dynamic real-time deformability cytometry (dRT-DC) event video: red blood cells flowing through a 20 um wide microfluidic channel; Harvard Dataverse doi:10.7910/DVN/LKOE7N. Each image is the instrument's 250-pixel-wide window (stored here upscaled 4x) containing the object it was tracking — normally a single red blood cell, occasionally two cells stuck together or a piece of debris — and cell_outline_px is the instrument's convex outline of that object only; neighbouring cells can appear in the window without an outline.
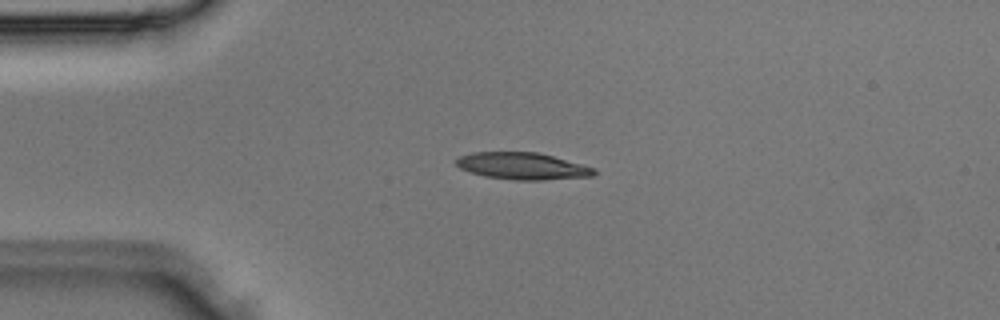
{"species": "Egyptian fruit bat (a non-hibernating species)", "species_latin": "Rousettus aegyptiacus", "temperature_condition": "room temperature", "stored_images_in_passage": 1, "camera_frame_rate_fps": 3000, "um_per_image_px": 0.085, "animal": {"sex": "male"}, "frame": {"image": 1, "passage_image": 1, "time_ms": 0.0, "image_size_px": [1000, 320], "cell_outline_px": [[596, 172], [592, 176], [544, 180], [512, 180], [484, 176], [460, 168], [456, 164], [456, 160], [460, 156], [472, 152], [536, 152], [552, 156], [596, 168]], "centroid_in_image_um": [44.41, 14.12], "position_along_channel_um": 40.6, "area_um2": 21.5}}